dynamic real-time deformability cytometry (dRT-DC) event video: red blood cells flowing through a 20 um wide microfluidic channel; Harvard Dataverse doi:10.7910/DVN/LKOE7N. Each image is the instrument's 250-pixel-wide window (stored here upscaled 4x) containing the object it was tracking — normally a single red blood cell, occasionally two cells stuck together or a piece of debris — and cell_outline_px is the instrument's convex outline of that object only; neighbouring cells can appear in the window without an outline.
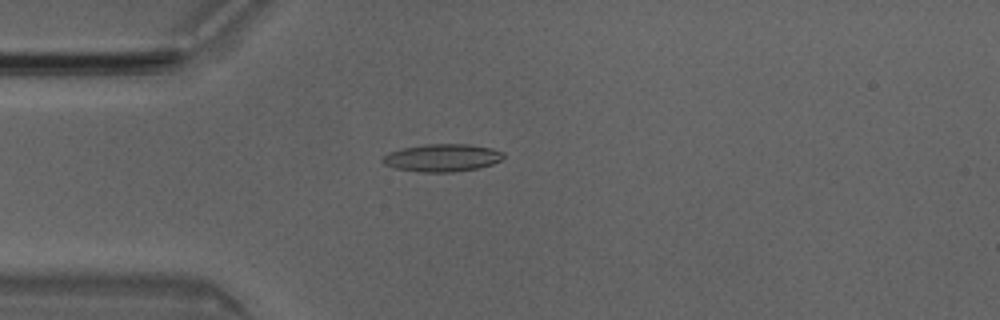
{"species": "Egyptian fruit bat (a non-hibernating species)", "species_latin": "Rousettus aegyptiacus", "temperature_condition": "room temperature", "stored_images_in_passage": 50, "camera_frame_rate_fps": 3000, "um_per_image_px": 0.085, "animal": {"sex": "male"}, "frame": {"image": 1, "passage_image": 13, "time_ms": 4.0, "image_size_px": [1000, 320], "cell_outline_px": [[504, 156], [500, 160], [492, 164], [480, 168], [452, 172], [420, 172], [396, 168], [384, 164], [380, 160], [388, 152], [400, 148], [424, 144], [468, 144], [492, 148], [504, 152]], "centroid_in_image_um": [37.57, 13.4], "position_along_channel_um": 47.4, "area_um2": 19.59}}
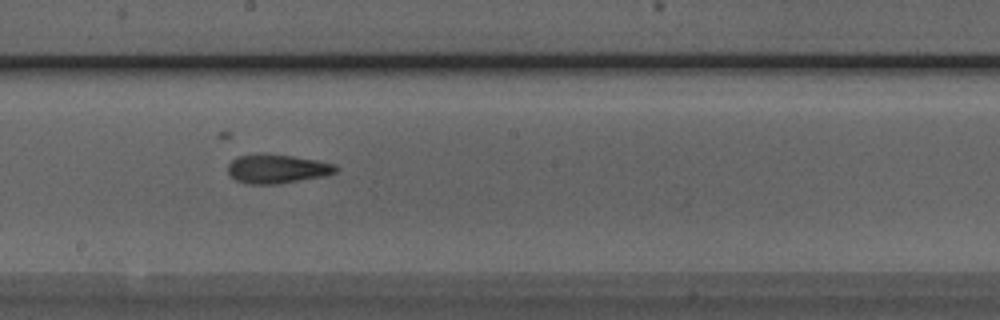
{"frame": {"image": 2, "passage_image": 27, "time_ms": 8.667, "image_size_px": [1000, 320], "cell_outline_px": [[340, 168], [336, 172], [324, 176], [276, 184], [248, 184], [236, 180], [228, 172], [228, 164], [236, 156], [260, 152], [264, 152], [292, 156], [316, 160], [336, 164]], "centroid_in_image_um": [23.54, 14.32], "position_along_channel_um": 224.7, "area_um2": 18.5}}
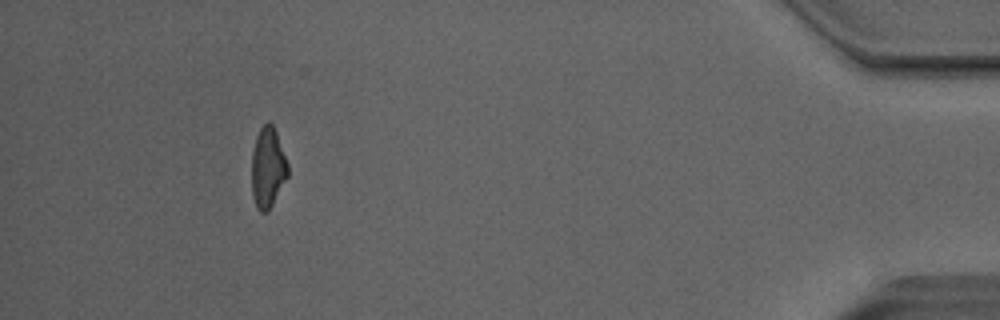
{"frame": {"image": 3, "passage_image": 46, "time_ms": 15.0, "image_size_px": [1000, 320], "cell_outline_px": [[288, 176], [268, 212], [260, 212], [256, 208], [252, 196], [252, 152], [256, 136], [260, 128], [268, 120], [272, 124], [276, 132], [288, 164]], "centroid_in_image_um": [22.75, 14.26], "position_along_channel_um": 412.4, "area_um2": 16.99}, "authors_computed_cell_mechanics": {"area_um2": 18.3515, "velocity_mm_per_s": 4.059, "shape_relaxation_time_tau1_ms": null, "shape_relaxation_time_tau2_ms": 3.8349, "deformation_change_tau1": null, "deformation_change_tau2": 0.1004}}